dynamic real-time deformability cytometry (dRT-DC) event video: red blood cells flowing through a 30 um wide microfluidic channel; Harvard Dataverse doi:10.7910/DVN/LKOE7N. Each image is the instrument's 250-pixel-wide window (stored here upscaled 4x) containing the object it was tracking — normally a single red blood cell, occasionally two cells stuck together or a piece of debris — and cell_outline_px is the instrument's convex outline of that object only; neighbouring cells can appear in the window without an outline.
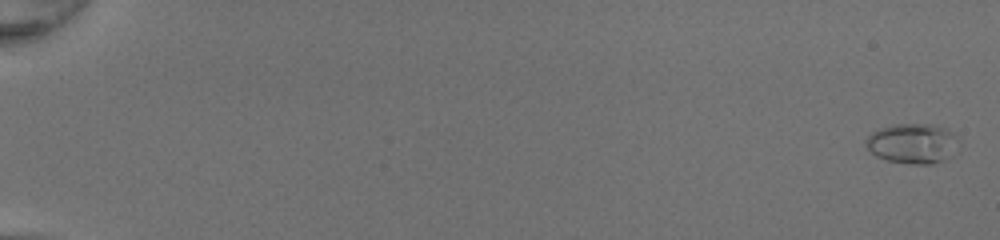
{"species": "common noctule bat (a hibernating species)", "species_latin": "Nyctalus noctula", "temperature_condition": "room temperature", "stored_images_in_passage": 52, "camera_frame_rate_fps": 3000, "um_per_image_px": 0.085, "animal": {"sex": "female", "body_mass_g": 20.0, "forearm_length_mm": 54.0}, "frame": {"image": 1, "passage_image": 2, "time_ms": 0.333, "image_size_px": [1000, 240], "cell_outline_px": [[960, 144], [944, 160], [932, 164], [912, 164], [888, 160], [876, 156], [868, 148], [864, 140], [872, 132], [880, 128], [892, 124], [932, 124], [948, 128], [960, 140]], "centroid_in_image_um": [77.59, 12.18], "position_along_channel_um": 7.4, "area_um2": 21.73}}
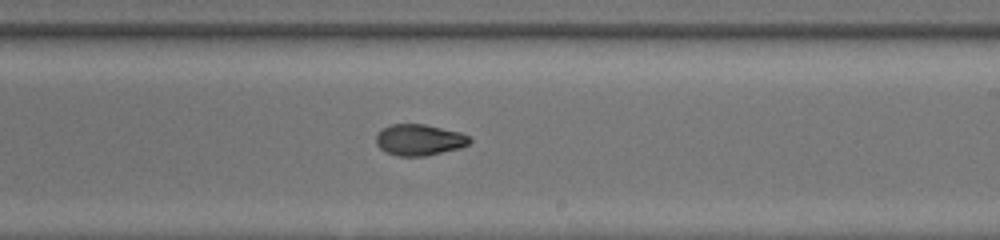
{"frame": {"image": 2, "passage_image": 34, "time_ms": 11.0, "image_size_px": [1000, 240], "cell_outline_px": [[472, 140], [468, 144], [460, 148], [424, 156], [396, 156], [380, 148], [376, 144], [376, 136], [380, 128], [392, 124], [424, 124], [460, 132], [468, 136]], "centroid_in_image_um": [35.62, 11.88], "position_along_channel_um": 253.4, "area_um2": 16.99}}
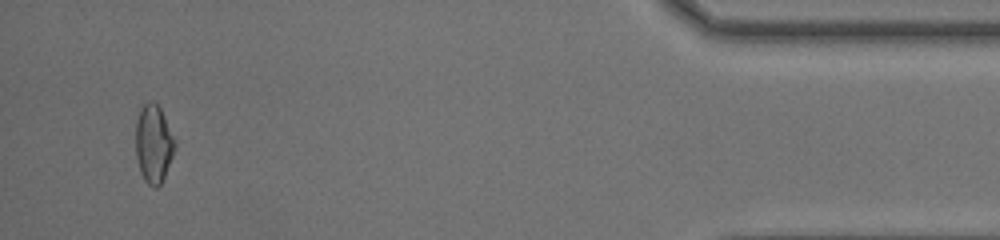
{"frame": {"image": 3, "passage_image": 50, "time_ms": 16.333, "image_size_px": [1000, 240], "cell_outline_px": [[176, 148], [164, 176], [160, 184], [156, 188], [152, 188], [144, 180], [140, 172], [136, 156], [136, 124], [140, 108], [148, 100], [152, 100], [160, 108], [176, 140]], "centroid_in_image_um": [13.06, 12.22], "position_along_channel_um": 422.1, "area_um2": 17.92}, "authors_computed_cell_mechanics": {"area_um2": 17.3978, "velocity_mm_per_s": 4.3242, "shape_relaxation_time_tau1_ms": 9.4767, "shape_relaxation_time_tau2_ms": 1.9656, "deformation_change_tau1": 0.2319, "deformation_change_tau2": 0.0538}}